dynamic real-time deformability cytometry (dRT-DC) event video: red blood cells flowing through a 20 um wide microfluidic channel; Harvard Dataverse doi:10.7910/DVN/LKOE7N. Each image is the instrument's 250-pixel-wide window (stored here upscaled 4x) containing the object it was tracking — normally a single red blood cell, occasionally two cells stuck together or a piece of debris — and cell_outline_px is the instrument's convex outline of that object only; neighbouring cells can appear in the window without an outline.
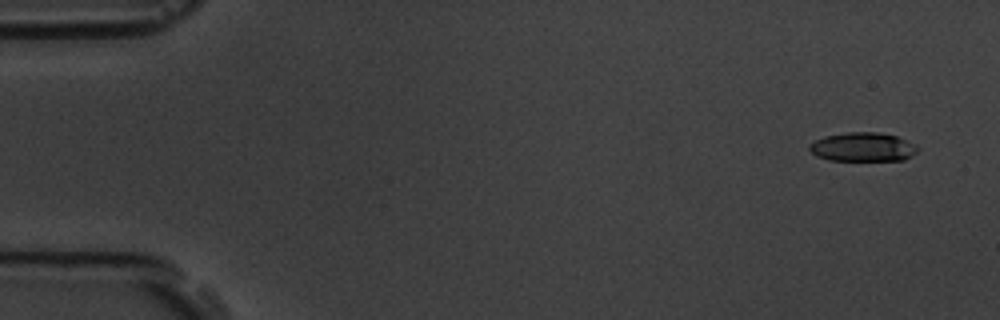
{"species": "common noctule bat (a hibernating species)", "species_latin": "Nyctalus noctula", "temperature_condition": "room temperature", "stored_images_in_passage": 5, "camera_frame_rate_fps": 3000, "um_per_image_px": 0.085, "animal": {"sex": "male", "body_mass_g": 19.5, "forearm_length_mm": 54.6}, "frame": {"image": 1, "passage_image": 1, "time_ms": 0.0, "image_size_px": [1000, 320], "cell_outline_px": [[920, 148], [912, 156], [904, 160], [828, 160], [816, 156], [808, 148], [808, 144], [824, 136], [848, 132], [876, 132], [896, 136], [916, 144]], "centroid_in_image_um": [73.34, 12.5], "position_along_channel_um": 11.7, "area_um2": 18.32}}
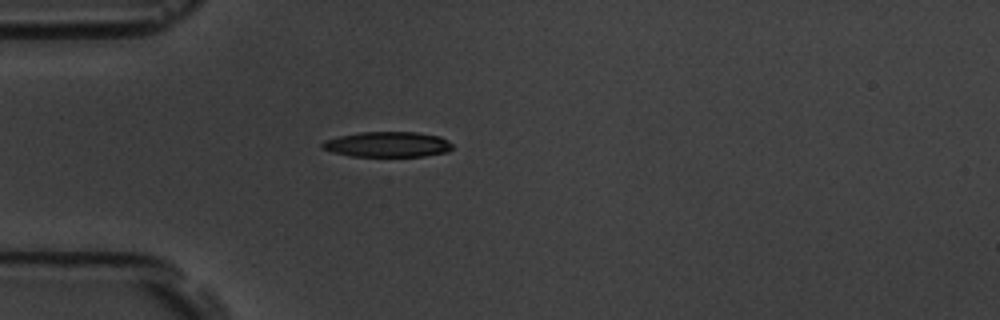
{"frame": {"image": 2, "passage_image": 5, "time_ms": 4.333, "image_size_px": [1000, 320], "cell_outline_px": [[452, 148], [448, 152], [424, 156], [352, 156], [332, 152], [320, 148], [320, 144], [324, 140], [340, 136], [360, 132], [416, 132], [440, 136], [452, 144]], "centroid_in_image_um": [32.92, 12.27], "position_along_channel_um": 52.1, "area_um2": 19.25}}